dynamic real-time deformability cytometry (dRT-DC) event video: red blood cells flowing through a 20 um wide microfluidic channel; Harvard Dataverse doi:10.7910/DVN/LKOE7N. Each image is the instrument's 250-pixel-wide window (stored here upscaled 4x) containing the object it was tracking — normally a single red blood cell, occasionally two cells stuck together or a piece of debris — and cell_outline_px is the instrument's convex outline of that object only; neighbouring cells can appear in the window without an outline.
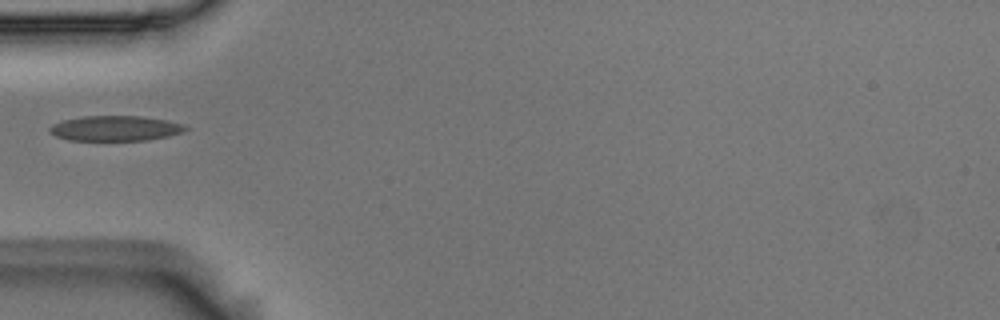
{"species": "Egyptian fruit bat (a non-hibernating species)", "species_latin": "Rousettus aegyptiacus", "temperature_condition": "room temperature", "stored_images_in_passage": 38, "camera_frame_rate_fps": 3000, "um_per_image_px": 0.085, "animal": {"sex": "male"}, "frame": {"image": 1, "passage_image": 1, "time_ms": 0.0, "image_size_px": [1000, 320], "cell_outline_px": [[188, 128], [180, 132], [168, 136], [148, 140], [68, 140], [56, 136], [48, 132], [48, 128], [52, 124], [64, 120], [84, 116], [140, 116], [164, 120], [184, 124]], "centroid_in_image_um": [9.75, 10.91], "position_along_channel_um": 75.2, "area_um2": 19.77}}
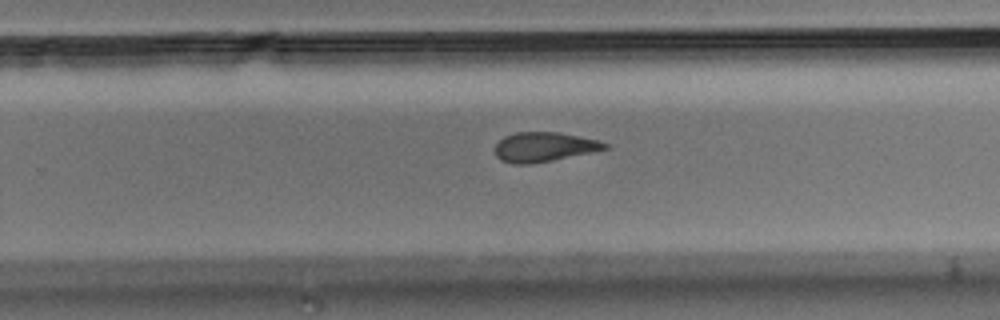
{"frame": {"image": 2, "passage_image": 18, "time_ms": 5.667, "image_size_px": [1000, 320], "cell_outline_px": [[608, 148], [592, 152], [552, 160], [528, 164], [512, 164], [500, 160], [496, 156], [496, 144], [504, 136], [516, 132], [560, 132], [600, 140], [608, 144]], "centroid_in_image_um": [46.25, 12.48], "position_along_channel_um": 283.6, "area_um2": 18.9}}
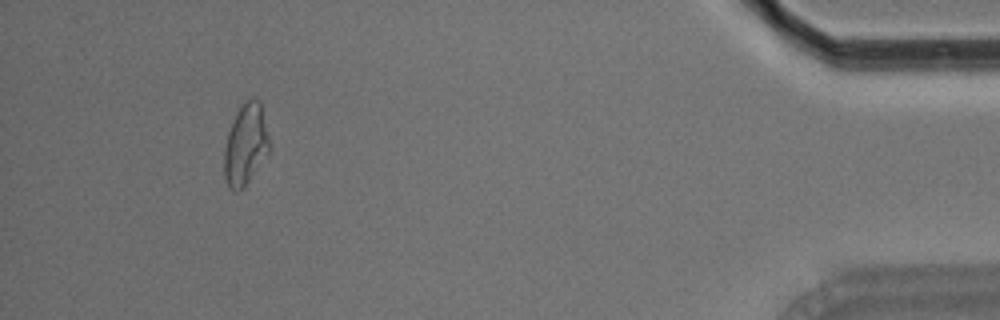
{"frame": {"image": 3, "passage_image": 34, "time_ms": 11.0, "image_size_px": [1000, 320], "cell_outline_px": [[268, 152], [244, 188], [236, 192], [228, 188], [224, 176], [224, 148], [228, 132], [236, 112], [244, 100], [260, 100], [268, 136]], "centroid_in_image_um": [20.84, 12.32], "position_along_channel_um": 414.4, "area_um2": 21.1}}